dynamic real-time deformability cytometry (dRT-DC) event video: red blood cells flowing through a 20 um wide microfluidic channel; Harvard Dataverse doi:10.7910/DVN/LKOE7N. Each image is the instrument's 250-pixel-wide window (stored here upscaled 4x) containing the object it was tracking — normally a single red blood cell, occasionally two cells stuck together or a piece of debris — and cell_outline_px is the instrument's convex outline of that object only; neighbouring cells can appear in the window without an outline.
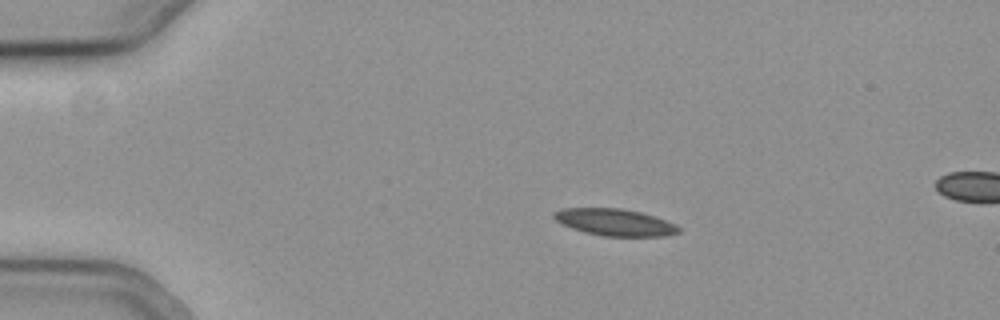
{"species": "common noctule bat (a hibernating species)", "species_latin": "Nyctalus noctula", "temperature_condition": "cold", "stored_images_in_passage": 11, "camera_frame_rate_fps": 3000, "um_per_image_px": 0.085, "animal": {"sex": "female", "body_mass_g": 19.3, "forearm_length_mm": 54.1}, "frame": {"image": 1, "passage_image": 4, "time_ms": 1.0, "image_size_px": [1000, 320], "cell_outline_px": [[680, 232], [664, 236], [604, 236], [584, 232], [572, 228], [556, 220], [552, 216], [552, 212], [564, 208], [620, 208], [640, 212], [676, 224], [680, 228]], "centroid_in_image_um": [52.25, 18.89], "position_along_channel_um": 32.8, "area_um2": 19.36}}